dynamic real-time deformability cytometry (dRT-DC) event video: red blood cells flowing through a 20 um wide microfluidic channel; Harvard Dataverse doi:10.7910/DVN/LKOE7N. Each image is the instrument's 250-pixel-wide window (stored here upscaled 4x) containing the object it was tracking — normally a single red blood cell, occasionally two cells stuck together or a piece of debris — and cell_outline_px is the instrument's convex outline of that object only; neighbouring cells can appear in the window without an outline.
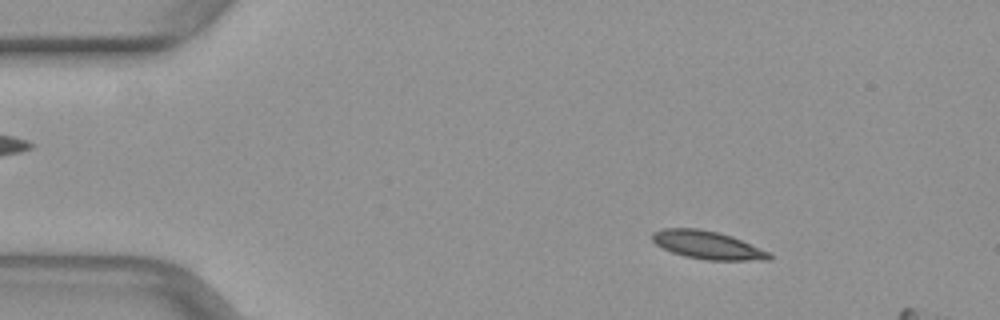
{"species": "common noctule bat (a hibernating species)", "species_latin": "Nyctalus noctula", "temperature_condition": "warm", "stored_images_in_passage": 15, "camera_frame_rate_fps": 3000, "um_per_image_px": 0.085, "animal": {"sex": "female", "body_mass_g": 29.2, "forearm_length_mm": 56.3}, "frame": {"image": 1, "passage_image": 7, "time_ms": 2.0, "image_size_px": [1000, 320], "cell_outline_px": [[772, 260], [708, 260], [684, 256], [672, 252], [656, 244], [652, 240], [652, 232], [664, 228], [700, 228], [732, 236], [772, 252]], "centroid_in_image_um": [60.18, 20.83], "position_along_channel_um": 24.8, "area_um2": 19.25}}